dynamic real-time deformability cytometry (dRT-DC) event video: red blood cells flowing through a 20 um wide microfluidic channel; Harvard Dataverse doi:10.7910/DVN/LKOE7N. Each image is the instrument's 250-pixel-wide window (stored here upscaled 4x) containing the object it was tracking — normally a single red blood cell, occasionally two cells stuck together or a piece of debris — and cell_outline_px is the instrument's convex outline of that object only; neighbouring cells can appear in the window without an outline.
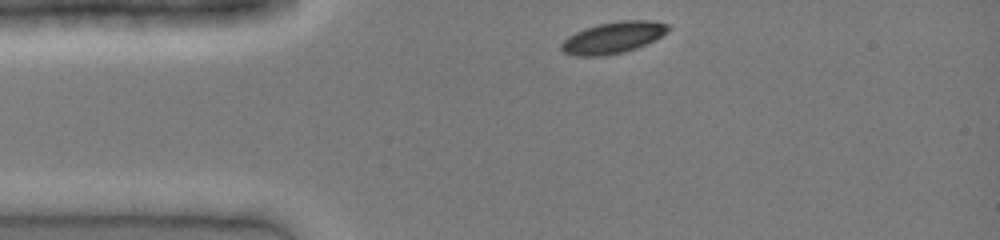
{"species": "common noctule bat (a hibernating species)", "species_latin": "Nyctalus noctula", "temperature_condition": "cold", "stored_images_in_passage": 30, "camera_frame_rate_fps": 3000, "um_per_image_px": 0.085, "animal": {"sex": "female", "body_mass_g": 19.0, "forearm_length_mm": 51.5}, "frame": {"image": 1, "passage_image": 1, "time_ms": 0.0, "image_size_px": [1000, 240], "cell_outline_px": [[672, 28], [668, 32], [656, 40], [636, 48], [624, 52], [604, 56], [576, 56], [564, 52], [560, 48], [560, 44], [568, 36], [584, 28], [600, 24], [620, 20], [652, 20], [668, 24]], "centroid_in_image_um": [52.15, 3.19], "position_along_channel_um": 32.8, "area_um2": 19.83}}
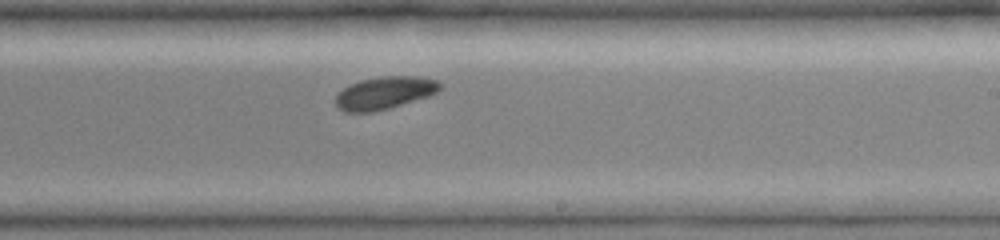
{"frame": {"image": 2, "passage_image": 18, "time_ms": 5.667, "image_size_px": [1000, 240], "cell_outline_px": [[440, 88], [436, 92], [428, 96], [388, 108], [372, 112], [344, 112], [336, 104], [336, 96], [348, 84], [360, 80], [380, 76], [412, 76], [436, 80], [440, 84]], "centroid_in_image_um": [32.65, 7.89], "position_along_channel_um": 256.4, "area_um2": 19.48}}
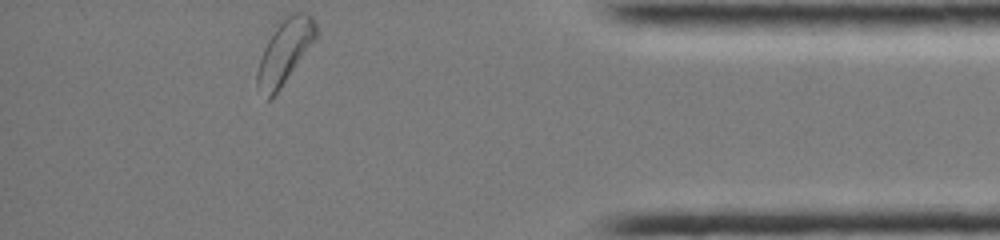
{"frame": {"image": 3, "passage_image": 30, "time_ms": 9.667, "image_size_px": [1000, 240], "cell_outline_px": [[316, 36], [280, 88], [268, 100], [256, 88], [256, 72], [264, 48], [268, 40], [276, 28], [292, 12], [308, 12], [312, 16], [316, 24]], "centroid_in_image_um": [24.17, 4.39], "position_along_channel_um": 411.0, "area_um2": 21.04}}